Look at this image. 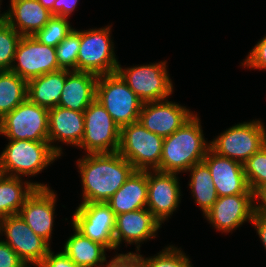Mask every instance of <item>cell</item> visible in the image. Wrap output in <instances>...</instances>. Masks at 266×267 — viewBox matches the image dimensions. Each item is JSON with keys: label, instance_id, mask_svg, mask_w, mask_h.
<instances>
[{"label": "cell", "instance_id": "1", "mask_svg": "<svg viewBox=\"0 0 266 267\" xmlns=\"http://www.w3.org/2000/svg\"><path fill=\"white\" fill-rule=\"evenodd\" d=\"M77 162L83 189L81 203L107 202L135 171L118 152L86 154Z\"/></svg>", "mask_w": 266, "mask_h": 267}, {"label": "cell", "instance_id": "2", "mask_svg": "<svg viewBox=\"0 0 266 267\" xmlns=\"http://www.w3.org/2000/svg\"><path fill=\"white\" fill-rule=\"evenodd\" d=\"M199 118L194 114L179 129L164 138L161 172H187L193 165L203 162L210 143L204 138Z\"/></svg>", "mask_w": 266, "mask_h": 267}, {"label": "cell", "instance_id": "3", "mask_svg": "<svg viewBox=\"0 0 266 267\" xmlns=\"http://www.w3.org/2000/svg\"><path fill=\"white\" fill-rule=\"evenodd\" d=\"M59 157L49 142L9 140L0 154V174L35 176Z\"/></svg>", "mask_w": 266, "mask_h": 267}, {"label": "cell", "instance_id": "4", "mask_svg": "<svg viewBox=\"0 0 266 267\" xmlns=\"http://www.w3.org/2000/svg\"><path fill=\"white\" fill-rule=\"evenodd\" d=\"M164 138L150 132L138 121L121 127L118 153L135 170L160 171Z\"/></svg>", "mask_w": 266, "mask_h": 267}, {"label": "cell", "instance_id": "5", "mask_svg": "<svg viewBox=\"0 0 266 267\" xmlns=\"http://www.w3.org/2000/svg\"><path fill=\"white\" fill-rule=\"evenodd\" d=\"M95 99L120 128L138 121L144 104L117 72L98 76Z\"/></svg>", "mask_w": 266, "mask_h": 267}, {"label": "cell", "instance_id": "6", "mask_svg": "<svg viewBox=\"0 0 266 267\" xmlns=\"http://www.w3.org/2000/svg\"><path fill=\"white\" fill-rule=\"evenodd\" d=\"M111 25L80 31L77 71L106 75L117 72L119 61L114 52Z\"/></svg>", "mask_w": 266, "mask_h": 267}, {"label": "cell", "instance_id": "7", "mask_svg": "<svg viewBox=\"0 0 266 267\" xmlns=\"http://www.w3.org/2000/svg\"><path fill=\"white\" fill-rule=\"evenodd\" d=\"M266 145V128L261 120L236 124L210 142L216 154L243 164Z\"/></svg>", "mask_w": 266, "mask_h": 267}, {"label": "cell", "instance_id": "8", "mask_svg": "<svg viewBox=\"0 0 266 267\" xmlns=\"http://www.w3.org/2000/svg\"><path fill=\"white\" fill-rule=\"evenodd\" d=\"M48 109L28 98L0 119V135L8 140L49 142Z\"/></svg>", "mask_w": 266, "mask_h": 267}, {"label": "cell", "instance_id": "9", "mask_svg": "<svg viewBox=\"0 0 266 267\" xmlns=\"http://www.w3.org/2000/svg\"><path fill=\"white\" fill-rule=\"evenodd\" d=\"M117 73L143 103L166 100L174 90L166 61L129 68L119 64Z\"/></svg>", "mask_w": 266, "mask_h": 267}, {"label": "cell", "instance_id": "10", "mask_svg": "<svg viewBox=\"0 0 266 267\" xmlns=\"http://www.w3.org/2000/svg\"><path fill=\"white\" fill-rule=\"evenodd\" d=\"M121 128L96 99L84 111V135L79 147L87 154L117 152Z\"/></svg>", "mask_w": 266, "mask_h": 267}, {"label": "cell", "instance_id": "11", "mask_svg": "<svg viewBox=\"0 0 266 267\" xmlns=\"http://www.w3.org/2000/svg\"><path fill=\"white\" fill-rule=\"evenodd\" d=\"M115 220L116 215L106 202L80 203L71 223L85 237L101 243L108 250H116Z\"/></svg>", "mask_w": 266, "mask_h": 267}, {"label": "cell", "instance_id": "12", "mask_svg": "<svg viewBox=\"0 0 266 267\" xmlns=\"http://www.w3.org/2000/svg\"><path fill=\"white\" fill-rule=\"evenodd\" d=\"M4 233L7 243L30 267V264L39 266L50 250V245L26 224L23 218L11 215L0 218V234Z\"/></svg>", "mask_w": 266, "mask_h": 267}, {"label": "cell", "instance_id": "13", "mask_svg": "<svg viewBox=\"0 0 266 267\" xmlns=\"http://www.w3.org/2000/svg\"><path fill=\"white\" fill-rule=\"evenodd\" d=\"M57 70L60 68L55 47L40 43L34 36H22L15 52L11 72L29 81Z\"/></svg>", "mask_w": 266, "mask_h": 267}, {"label": "cell", "instance_id": "14", "mask_svg": "<svg viewBox=\"0 0 266 267\" xmlns=\"http://www.w3.org/2000/svg\"><path fill=\"white\" fill-rule=\"evenodd\" d=\"M178 173L148 170L147 206L161 223L176 211L180 205L181 187Z\"/></svg>", "mask_w": 266, "mask_h": 267}, {"label": "cell", "instance_id": "15", "mask_svg": "<svg viewBox=\"0 0 266 267\" xmlns=\"http://www.w3.org/2000/svg\"><path fill=\"white\" fill-rule=\"evenodd\" d=\"M254 204V194L218 197L204 217L216 230L229 233L246 221L251 224Z\"/></svg>", "mask_w": 266, "mask_h": 267}, {"label": "cell", "instance_id": "16", "mask_svg": "<svg viewBox=\"0 0 266 267\" xmlns=\"http://www.w3.org/2000/svg\"><path fill=\"white\" fill-rule=\"evenodd\" d=\"M193 115L194 113L185 106L166 99L145 102L140 111L138 122L150 132L165 138L179 129Z\"/></svg>", "mask_w": 266, "mask_h": 267}, {"label": "cell", "instance_id": "17", "mask_svg": "<svg viewBox=\"0 0 266 267\" xmlns=\"http://www.w3.org/2000/svg\"><path fill=\"white\" fill-rule=\"evenodd\" d=\"M55 190L36 188L26 199L19 215L26 224L50 245L54 226V213L57 201Z\"/></svg>", "mask_w": 266, "mask_h": 267}, {"label": "cell", "instance_id": "18", "mask_svg": "<svg viewBox=\"0 0 266 267\" xmlns=\"http://www.w3.org/2000/svg\"><path fill=\"white\" fill-rule=\"evenodd\" d=\"M203 162L210 170L218 197L254 194L248 185L243 164L208 150Z\"/></svg>", "mask_w": 266, "mask_h": 267}, {"label": "cell", "instance_id": "19", "mask_svg": "<svg viewBox=\"0 0 266 267\" xmlns=\"http://www.w3.org/2000/svg\"><path fill=\"white\" fill-rule=\"evenodd\" d=\"M161 223L153 216L147 208L130 211L116 215L114 240L116 249L122 241L126 244H134L136 251H140V243L156 238Z\"/></svg>", "mask_w": 266, "mask_h": 267}, {"label": "cell", "instance_id": "20", "mask_svg": "<svg viewBox=\"0 0 266 267\" xmlns=\"http://www.w3.org/2000/svg\"><path fill=\"white\" fill-rule=\"evenodd\" d=\"M48 137L52 149L61 157L62 148L57 141L78 147L84 135V112L60 106L48 110ZM53 143V144H52Z\"/></svg>", "mask_w": 266, "mask_h": 267}, {"label": "cell", "instance_id": "21", "mask_svg": "<svg viewBox=\"0 0 266 267\" xmlns=\"http://www.w3.org/2000/svg\"><path fill=\"white\" fill-rule=\"evenodd\" d=\"M97 79L98 75L91 72L66 70L59 106L84 112L96 98Z\"/></svg>", "mask_w": 266, "mask_h": 267}, {"label": "cell", "instance_id": "22", "mask_svg": "<svg viewBox=\"0 0 266 267\" xmlns=\"http://www.w3.org/2000/svg\"><path fill=\"white\" fill-rule=\"evenodd\" d=\"M7 23L22 36H34L53 14L38 0H10Z\"/></svg>", "mask_w": 266, "mask_h": 267}, {"label": "cell", "instance_id": "23", "mask_svg": "<svg viewBox=\"0 0 266 267\" xmlns=\"http://www.w3.org/2000/svg\"><path fill=\"white\" fill-rule=\"evenodd\" d=\"M148 170H135L106 202L115 215L140 210L147 206Z\"/></svg>", "mask_w": 266, "mask_h": 267}, {"label": "cell", "instance_id": "24", "mask_svg": "<svg viewBox=\"0 0 266 267\" xmlns=\"http://www.w3.org/2000/svg\"><path fill=\"white\" fill-rule=\"evenodd\" d=\"M66 70L60 69L27 81V98L46 109L60 105Z\"/></svg>", "mask_w": 266, "mask_h": 267}, {"label": "cell", "instance_id": "25", "mask_svg": "<svg viewBox=\"0 0 266 267\" xmlns=\"http://www.w3.org/2000/svg\"><path fill=\"white\" fill-rule=\"evenodd\" d=\"M36 188L49 186L38 182H24L20 177L0 174V218L19 214L26 199Z\"/></svg>", "mask_w": 266, "mask_h": 267}, {"label": "cell", "instance_id": "26", "mask_svg": "<svg viewBox=\"0 0 266 267\" xmlns=\"http://www.w3.org/2000/svg\"><path fill=\"white\" fill-rule=\"evenodd\" d=\"M73 230V235L64 244L63 252L79 267H103L107 261V248L85 237L74 226Z\"/></svg>", "mask_w": 266, "mask_h": 267}, {"label": "cell", "instance_id": "27", "mask_svg": "<svg viewBox=\"0 0 266 267\" xmlns=\"http://www.w3.org/2000/svg\"><path fill=\"white\" fill-rule=\"evenodd\" d=\"M188 171L191 173V181L188 185L192 196L205 215L218 199L210 170L204 162H200Z\"/></svg>", "mask_w": 266, "mask_h": 267}, {"label": "cell", "instance_id": "28", "mask_svg": "<svg viewBox=\"0 0 266 267\" xmlns=\"http://www.w3.org/2000/svg\"><path fill=\"white\" fill-rule=\"evenodd\" d=\"M27 98V81L16 73L0 71V119Z\"/></svg>", "mask_w": 266, "mask_h": 267}, {"label": "cell", "instance_id": "29", "mask_svg": "<svg viewBox=\"0 0 266 267\" xmlns=\"http://www.w3.org/2000/svg\"><path fill=\"white\" fill-rule=\"evenodd\" d=\"M80 47V30L73 29L55 48L58 67L77 71V57Z\"/></svg>", "mask_w": 266, "mask_h": 267}, {"label": "cell", "instance_id": "30", "mask_svg": "<svg viewBox=\"0 0 266 267\" xmlns=\"http://www.w3.org/2000/svg\"><path fill=\"white\" fill-rule=\"evenodd\" d=\"M69 23L68 18L53 15L34 37L42 44L56 47L74 29Z\"/></svg>", "mask_w": 266, "mask_h": 267}, {"label": "cell", "instance_id": "31", "mask_svg": "<svg viewBox=\"0 0 266 267\" xmlns=\"http://www.w3.org/2000/svg\"><path fill=\"white\" fill-rule=\"evenodd\" d=\"M144 267H193L190 258L174 245L165 247L157 255L143 257Z\"/></svg>", "mask_w": 266, "mask_h": 267}, {"label": "cell", "instance_id": "32", "mask_svg": "<svg viewBox=\"0 0 266 267\" xmlns=\"http://www.w3.org/2000/svg\"><path fill=\"white\" fill-rule=\"evenodd\" d=\"M243 170L253 193L266 183V145L243 163Z\"/></svg>", "mask_w": 266, "mask_h": 267}, {"label": "cell", "instance_id": "33", "mask_svg": "<svg viewBox=\"0 0 266 267\" xmlns=\"http://www.w3.org/2000/svg\"><path fill=\"white\" fill-rule=\"evenodd\" d=\"M20 35L8 23L0 27V71H9L14 62Z\"/></svg>", "mask_w": 266, "mask_h": 267}, {"label": "cell", "instance_id": "34", "mask_svg": "<svg viewBox=\"0 0 266 267\" xmlns=\"http://www.w3.org/2000/svg\"><path fill=\"white\" fill-rule=\"evenodd\" d=\"M241 64L249 69L266 70V36L258 41Z\"/></svg>", "mask_w": 266, "mask_h": 267}, {"label": "cell", "instance_id": "35", "mask_svg": "<svg viewBox=\"0 0 266 267\" xmlns=\"http://www.w3.org/2000/svg\"><path fill=\"white\" fill-rule=\"evenodd\" d=\"M103 267H144L142 255L137 253H119L114 256L108 263H105Z\"/></svg>", "mask_w": 266, "mask_h": 267}, {"label": "cell", "instance_id": "36", "mask_svg": "<svg viewBox=\"0 0 266 267\" xmlns=\"http://www.w3.org/2000/svg\"><path fill=\"white\" fill-rule=\"evenodd\" d=\"M0 267H27L18 254L0 239Z\"/></svg>", "mask_w": 266, "mask_h": 267}, {"label": "cell", "instance_id": "37", "mask_svg": "<svg viewBox=\"0 0 266 267\" xmlns=\"http://www.w3.org/2000/svg\"><path fill=\"white\" fill-rule=\"evenodd\" d=\"M38 267H79L63 251L54 254L51 249Z\"/></svg>", "mask_w": 266, "mask_h": 267}, {"label": "cell", "instance_id": "38", "mask_svg": "<svg viewBox=\"0 0 266 267\" xmlns=\"http://www.w3.org/2000/svg\"><path fill=\"white\" fill-rule=\"evenodd\" d=\"M78 1L79 0H56L53 6V15L68 18L76 9Z\"/></svg>", "mask_w": 266, "mask_h": 267}, {"label": "cell", "instance_id": "39", "mask_svg": "<svg viewBox=\"0 0 266 267\" xmlns=\"http://www.w3.org/2000/svg\"><path fill=\"white\" fill-rule=\"evenodd\" d=\"M266 250V214L254 211L252 222Z\"/></svg>", "mask_w": 266, "mask_h": 267}, {"label": "cell", "instance_id": "40", "mask_svg": "<svg viewBox=\"0 0 266 267\" xmlns=\"http://www.w3.org/2000/svg\"><path fill=\"white\" fill-rule=\"evenodd\" d=\"M256 200H261L257 201ZM254 209L260 213L266 214V183L262 184L255 192H254ZM259 204V205H258Z\"/></svg>", "mask_w": 266, "mask_h": 267}, {"label": "cell", "instance_id": "41", "mask_svg": "<svg viewBox=\"0 0 266 267\" xmlns=\"http://www.w3.org/2000/svg\"><path fill=\"white\" fill-rule=\"evenodd\" d=\"M39 3L53 14V6L56 0H38Z\"/></svg>", "mask_w": 266, "mask_h": 267}, {"label": "cell", "instance_id": "42", "mask_svg": "<svg viewBox=\"0 0 266 267\" xmlns=\"http://www.w3.org/2000/svg\"><path fill=\"white\" fill-rule=\"evenodd\" d=\"M0 6H1V0H0ZM6 23H7V12H3V14L2 13L0 14V27L4 26Z\"/></svg>", "mask_w": 266, "mask_h": 267}]
</instances>
